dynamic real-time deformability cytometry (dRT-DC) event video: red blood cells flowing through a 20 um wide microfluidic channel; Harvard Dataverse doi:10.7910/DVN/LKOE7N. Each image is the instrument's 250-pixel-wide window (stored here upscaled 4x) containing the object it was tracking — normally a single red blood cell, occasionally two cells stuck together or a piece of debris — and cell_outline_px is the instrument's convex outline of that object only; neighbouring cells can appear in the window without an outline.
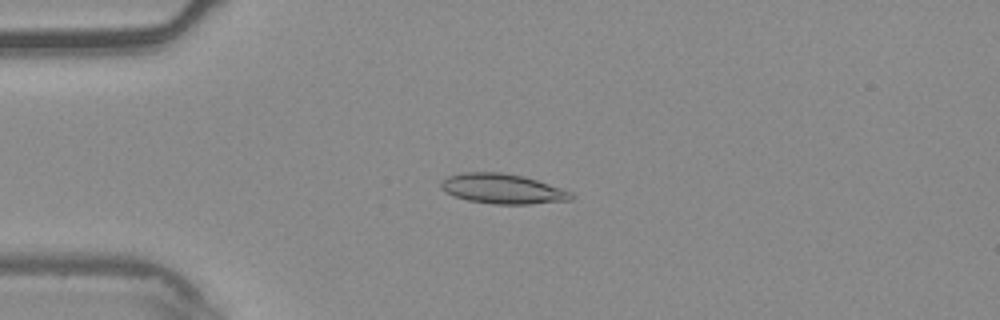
{"species": "common noctule bat (a hibernating species)", "species_latin": "Nyctalus noctula", "temperature_condition": "warm", "stored_images_in_passage": 2, "camera_frame_rate_fps": 3000, "um_per_image_px": 0.085, "animal": {"sex": "male", "body_mass_g": 20.4}, "frame": {"image": 1, "passage_image": 1, "time_ms": 0.0, "image_size_px": [1000, 320], "cell_outline_px": [[572, 200], [528, 204], [492, 204], [468, 200], [452, 196], [444, 192], [440, 188], [440, 180], [448, 176], [464, 172], [500, 172], [524, 176], [572, 192]], "centroid_in_image_um": [42.65, 16.05], "position_along_channel_um": 42.4, "area_um2": 22.77}}